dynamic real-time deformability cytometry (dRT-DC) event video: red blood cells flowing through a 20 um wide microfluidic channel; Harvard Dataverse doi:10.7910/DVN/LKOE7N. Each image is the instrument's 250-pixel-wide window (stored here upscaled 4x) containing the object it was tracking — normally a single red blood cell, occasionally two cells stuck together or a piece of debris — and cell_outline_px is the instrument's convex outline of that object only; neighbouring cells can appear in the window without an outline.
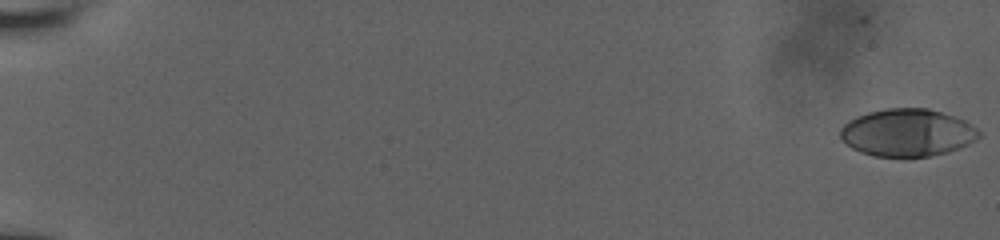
{"species": "human", "species_latin": "Homo sapiens", "temperature_condition": "room temperature", "stored_images_in_passage": 57, "camera_frame_rate_fps": 3000, "um_per_image_px": 0.085, "donor": {"sex": "male"}, "frame": {"image": 1, "passage_image": 1, "time_ms": 0.0, "image_size_px": [1000, 240], "cell_outline_px": [[980, 136], [976, 140], [960, 148], [948, 152], [928, 156], [872, 156], [860, 152], [852, 148], [840, 140], [840, 128], [848, 120], [856, 116], [868, 112], [884, 108], [928, 108], [964, 120], [972, 124], [980, 132]], "centroid_in_image_um": [77.09, 11.27], "position_along_channel_um": 7.9, "area_um2": 38.49}}
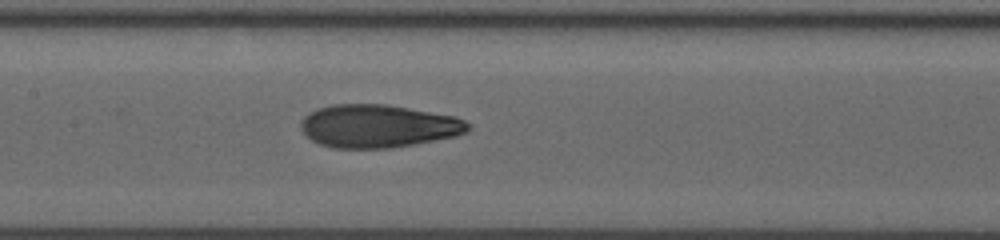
{"frame": {"image": 2, "passage_image": 31, "time_ms": 10.0, "image_size_px": [1000, 240], "cell_outline_px": [[472, 128], [456, 136], [412, 144], [388, 148], [332, 148], [320, 144], [304, 136], [300, 128], [300, 120], [308, 112], [316, 108], [332, 104], [384, 104], [456, 116], [472, 124]], "centroid_in_image_um": [32.09, 10.71], "position_along_channel_um": 175.3, "area_um2": 42.14}}
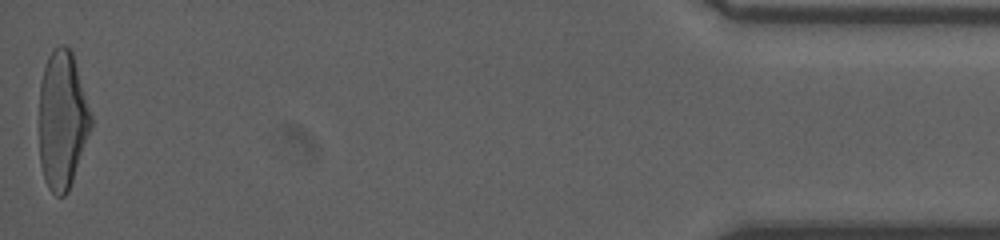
{"frame": {"image": 3, "passage_image": 57, "time_ms": 18.667, "image_size_px": [1000, 240], "cell_outline_px": [[92, 128], [68, 192], [64, 196], [56, 196], [48, 188], [44, 180], [40, 164], [40, 80], [48, 56], [52, 48], [60, 44], [64, 44], [72, 52], [92, 116]], "centroid_in_image_um": [5.3, 10.21], "position_along_channel_um": 429.9, "area_um2": 41.79}, "authors_computed_cell_mechanics": {"area_um2": 41.2114, "velocity_mm_per_s": 3.9063, "shape_relaxation_time_tau1_ms": 7.6153, "shape_relaxation_time_tau2_ms": 1.5245, "deformation_change_tau1": 0.2788, "deformation_change_tau2": 0.0886}}